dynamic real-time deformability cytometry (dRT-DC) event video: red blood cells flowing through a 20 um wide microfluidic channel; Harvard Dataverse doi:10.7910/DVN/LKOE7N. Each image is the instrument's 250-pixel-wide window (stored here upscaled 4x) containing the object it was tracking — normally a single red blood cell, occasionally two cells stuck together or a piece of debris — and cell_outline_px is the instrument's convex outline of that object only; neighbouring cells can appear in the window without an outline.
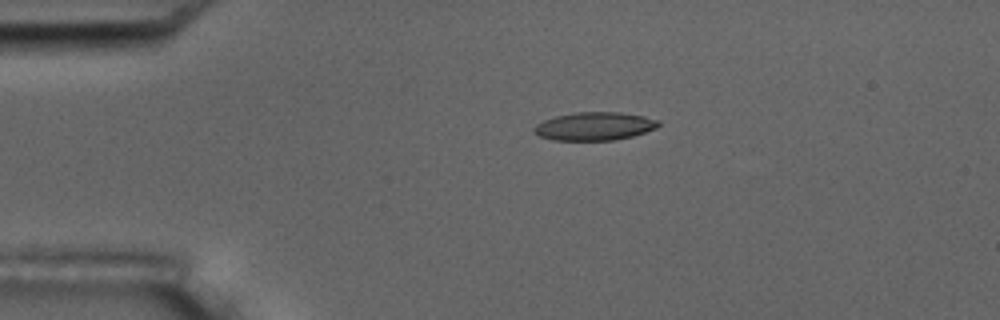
{"species": "common noctule bat (a hibernating species)", "species_latin": "Nyctalus noctula", "temperature_condition": "room temperature", "stored_images_in_passage": 6, "camera_frame_rate_fps": 3000, "um_per_image_px": 0.085, "animal": {"sex": "male", "body_mass_g": 17.5, "forearm_length_mm": 52.3}, "frame": {"image": 1, "passage_image": 3, "time_ms": 3.333, "image_size_px": [1000, 320], "cell_outline_px": [[660, 124], [656, 128], [632, 136], [616, 140], [552, 140], [540, 136], [532, 128], [536, 124], [544, 120], [556, 116], [576, 112], [620, 112], [644, 116], [660, 120]], "centroid_in_image_um": [50.55, 10.72], "position_along_channel_um": 34.4, "area_um2": 20.4}}